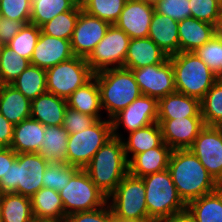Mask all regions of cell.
Instances as JSON below:
<instances>
[{
    "label": "cell",
    "mask_w": 222,
    "mask_h": 222,
    "mask_svg": "<svg viewBox=\"0 0 222 222\" xmlns=\"http://www.w3.org/2000/svg\"><path fill=\"white\" fill-rule=\"evenodd\" d=\"M168 170L179 196L186 205L220 187L190 149L173 150Z\"/></svg>",
    "instance_id": "cell-1"
},
{
    "label": "cell",
    "mask_w": 222,
    "mask_h": 222,
    "mask_svg": "<svg viewBox=\"0 0 222 222\" xmlns=\"http://www.w3.org/2000/svg\"><path fill=\"white\" fill-rule=\"evenodd\" d=\"M94 184L108 197L129 173L121 138H110L83 168Z\"/></svg>",
    "instance_id": "cell-2"
},
{
    "label": "cell",
    "mask_w": 222,
    "mask_h": 222,
    "mask_svg": "<svg viewBox=\"0 0 222 222\" xmlns=\"http://www.w3.org/2000/svg\"><path fill=\"white\" fill-rule=\"evenodd\" d=\"M93 76L98 83L102 113H106V119L111 120L142 95L130 69L111 68Z\"/></svg>",
    "instance_id": "cell-3"
},
{
    "label": "cell",
    "mask_w": 222,
    "mask_h": 222,
    "mask_svg": "<svg viewBox=\"0 0 222 222\" xmlns=\"http://www.w3.org/2000/svg\"><path fill=\"white\" fill-rule=\"evenodd\" d=\"M146 190L148 216L154 222L182 216L186 204L179 196L168 169L142 177Z\"/></svg>",
    "instance_id": "cell-4"
},
{
    "label": "cell",
    "mask_w": 222,
    "mask_h": 222,
    "mask_svg": "<svg viewBox=\"0 0 222 222\" xmlns=\"http://www.w3.org/2000/svg\"><path fill=\"white\" fill-rule=\"evenodd\" d=\"M176 92L201 100L219 79L194 52H178L169 56Z\"/></svg>",
    "instance_id": "cell-5"
},
{
    "label": "cell",
    "mask_w": 222,
    "mask_h": 222,
    "mask_svg": "<svg viewBox=\"0 0 222 222\" xmlns=\"http://www.w3.org/2000/svg\"><path fill=\"white\" fill-rule=\"evenodd\" d=\"M48 162L39 153H19L0 180V193H17L32 197L43 187Z\"/></svg>",
    "instance_id": "cell-6"
},
{
    "label": "cell",
    "mask_w": 222,
    "mask_h": 222,
    "mask_svg": "<svg viewBox=\"0 0 222 222\" xmlns=\"http://www.w3.org/2000/svg\"><path fill=\"white\" fill-rule=\"evenodd\" d=\"M113 137L111 120L102 118L89 128L68 135L66 164L83 169L95 153Z\"/></svg>",
    "instance_id": "cell-7"
},
{
    "label": "cell",
    "mask_w": 222,
    "mask_h": 222,
    "mask_svg": "<svg viewBox=\"0 0 222 222\" xmlns=\"http://www.w3.org/2000/svg\"><path fill=\"white\" fill-rule=\"evenodd\" d=\"M145 200L146 190L143 179L129 173L107 197L112 212L130 220H151Z\"/></svg>",
    "instance_id": "cell-8"
},
{
    "label": "cell",
    "mask_w": 222,
    "mask_h": 222,
    "mask_svg": "<svg viewBox=\"0 0 222 222\" xmlns=\"http://www.w3.org/2000/svg\"><path fill=\"white\" fill-rule=\"evenodd\" d=\"M65 215L96 210L107 203V196L94 184L84 169H79L59 191Z\"/></svg>",
    "instance_id": "cell-9"
},
{
    "label": "cell",
    "mask_w": 222,
    "mask_h": 222,
    "mask_svg": "<svg viewBox=\"0 0 222 222\" xmlns=\"http://www.w3.org/2000/svg\"><path fill=\"white\" fill-rule=\"evenodd\" d=\"M93 75L86 58L74 56L46 70L47 92L67 99Z\"/></svg>",
    "instance_id": "cell-10"
},
{
    "label": "cell",
    "mask_w": 222,
    "mask_h": 222,
    "mask_svg": "<svg viewBox=\"0 0 222 222\" xmlns=\"http://www.w3.org/2000/svg\"><path fill=\"white\" fill-rule=\"evenodd\" d=\"M130 37L114 24L110 25L103 39L86 58L91 71L97 72L124 67Z\"/></svg>",
    "instance_id": "cell-11"
},
{
    "label": "cell",
    "mask_w": 222,
    "mask_h": 222,
    "mask_svg": "<svg viewBox=\"0 0 222 222\" xmlns=\"http://www.w3.org/2000/svg\"><path fill=\"white\" fill-rule=\"evenodd\" d=\"M157 118L158 100L141 95L111 119L113 136L122 138L125 130L126 133L138 130L157 122ZM121 127L124 129V134L119 130Z\"/></svg>",
    "instance_id": "cell-12"
},
{
    "label": "cell",
    "mask_w": 222,
    "mask_h": 222,
    "mask_svg": "<svg viewBox=\"0 0 222 222\" xmlns=\"http://www.w3.org/2000/svg\"><path fill=\"white\" fill-rule=\"evenodd\" d=\"M142 95L156 98L176 92L171 60L138 69H131Z\"/></svg>",
    "instance_id": "cell-13"
},
{
    "label": "cell",
    "mask_w": 222,
    "mask_h": 222,
    "mask_svg": "<svg viewBox=\"0 0 222 222\" xmlns=\"http://www.w3.org/2000/svg\"><path fill=\"white\" fill-rule=\"evenodd\" d=\"M214 180L222 186V132L216 126H205L189 148Z\"/></svg>",
    "instance_id": "cell-14"
},
{
    "label": "cell",
    "mask_w": 222,
    "mask_h": 222,
    "mask_svg": "<svg viewBox=\"0 0 222 222\" xmlns=\"http://www.w3.org/2000/svg\"><path fill=\"white\" fill-rule=\"evenodd\" d=\"M110 25L81 10L70 40L73 55L87 58L103 39Z\"/></svg>",
    "instance_id": "cell-15"
},
{
    "label": "cell",
    "mask_w": 222,
    "mask_h": 222,
    "mask_svg": "<svg viewBox=\"0 0 222 222\" xmlns=\"http://www.w3.org/2000/svg\"><path fill=\"white\" fill-rule=\"evenodd\" d=\"M163 141L172 149H189L205 127L203 117L157 119Z\"/></svg>",
    "instance_id": "cell-16"
},
{
    "label": "cell",
    "mask_w": 222,
    "mask_h": 222,
    "mask_svg": "<svg viewBox=\"0 0 222 222\" xmlns=\"http://www.w3.org/2000/svg\"><path fill=\"white\" fill-rule=\"evenodd\" d=\"M155 8L139 0H127L115 22V26L123 30L130 39L145 38L149 35V27Z\"/></svg>",
    "instance_id": "cell-17"
},
{
    "label": "cell",
    "mask_w": 222,
    "mask_h": 222,
    "mask_svg": "<svg viewBox=\"0 0 222 222\" xmlns=\"http://www.w3.org/2000/svg\"><path fill=\"white\" fill-rule=\"evenodd\" d=\"M72 57L74 55L71 50L70 40L48 36L41 32L30 63L47 70Z\"/></svg>",
    "instance_id": "cell-18"
},
{
    "label": "cell",
    "mask_w": 222,
    "mask_h": 222,
    "mask_svg": "<svg viewBox=\"0 0 222 222\" xmlns=\"http://www.w3.org/2000/svg\"><path fill=\"white\" fill-rule=\"evenodd\" d=\"M168 59L169 56L149 37L130 39L124 68L138 69L162 64Z\"/></svg>",
    "instance_id": "cell-19"
},
{
    "label": "cell",
    "mask_w": 222,
    "mask_h": 222,
    "mask_svg": "<svg viewBox=\"0 0 222 222\" xmlns=\"http://www.w3.org/2000/svg\"><path fill=\"white\" fill-rule=\"evenodd\" d=\"M172 149L163 141L158 147L134 155L129 161V174L144 176L168 169Z\"/></svg>",
    "instance_id": "cell-20"
},
{
    "label": "cell",
    "mask_w": 222,
    "mask_h": 222,
    "mask_svg": "<svg viewBox=\"0 0 222 222\" xmlns=\"http://www.w3.org/2000/svg\"><path fill=\"white\" fill-rule=\"evenodd\" d=\"M219 29L206 22L188 17L178 22L179 52H194L208 42Z\"/></svg>",
    "instance_id": "cell-21"
},
{
    "label": "cell",
    "mask_w": 222,
    "mask_h": 222,
    "mask_svg": "<svg viewBox=\"0 0 222 222\" xmlns=\"http://www.w3.org/2000/svg\"><path fill=\"white\" fill-rule=\"evenodd\" d=\"M148 37L168 56L179 52L178 22L169 16L154 12Z\"/></svg>",
    "instance_id": "cell-22"
},
{
    "label": "cell",
    "mask_w": 222,
    "mask_h": 222,
    "mask_svg": "<svg viewBox=\"0 0 222 222\" xmlns=\"http://www.w3.org/2000/svg\"><path fill=\"white\" fill-rule=\"evenodd\" d=\"M202 117L200 100L179 92L168 94L158 100L157 119Z\"/></svg>",
    "instance_id": "cell-23"
},
{
    "label": "cell",
    "mask_w": 222,
    "mask_h": 222,
    "mask_svg": "<svg viewBox=\"0 0 222 222\" xmlns=\"http://www.w3.org/2000/svg\"><path fill=\"white\" fill-rule=\"evenodd\" d=\"M44 125L32 117L14 125L10 148L19 153H39L44 139Z\"/></svg>",
    "instance_id": "cell-24"
},
{
    "label": "cell",
    "mask_w": 222,
    "mask_h": 222,
    "mask_svg": "<svg viewBox=\"0 0 222 222\" xmlns=\"http://www.w3.org/2000/svg\"><path fill=\"white\" fill-rule=\"evenodd\" d=\"M67 100L45 92L31 101V117L44 126H62Z\"/></svg>",
    "instance_id": "cell-25"
},
{
    "label": "cell",
    "mask_w": 222,
    "mask_h": 222,
    "mask_svg": "<svg viewBox=\"0 0 222 222\" xmlns=\"http://www.w3.org/2000/svg\"><path fill=\"white\" fill-rule=\"evenodd\" d=\"M0 113L13 125L31 117V101L13 85H0Z\"/></svg>",
    "instance_id": "cell-26"
},
{
    "label": "cell",
    "mask_w": 222,
    "mask_h": 222,
    "mask_svg": "<svg viewBox=\"0 0 222 222\" xmlns=\"http://www.w3.org/2000/svg\"><path fill=\"white\" fill-rule=\"evenodd\" d=\"M30 199L35 220L55 222L66 220L67 216L59 192L42 187Z\"/></svg>",
    "instance_id": "cell-27"
},
{
    "label": "cell",
    "mask_w": 222,
    "mask_h": 222,
    "mask_svg": "<svg viewBox=\"0 0 222 222\" xmlns=\"http://www.w3.org/2000/svg\"><path fill=\"white\" fill-rule=\"evenodd\" d=\"M66 100L67 106L71 109L85 115L94 116L97 120L106 118L101 113L103 110L101 107L100 92L94 76L83 86L76 89Z\"/></svg>",
    "instance_id": "cell-28"
},
{
    "label": "cell",
    "mask_w": 222,
    "mask_h": 222,
    "mask_svg": "<svg viewBox=\"0 0 222 222\" xmlns=\"http://www.w3.org/2000/svg\"><path fill=\"white\" fill-rule=\"evenodd\" d=\"M185 214L193 222H222V186L188 203Z\"/></svg>",
    "instance_id": "cell-29"
},
{
    "label": "cell",
    "mask_w": 222,
    "mask_h": 222,
    "mask_svg": "<svg viewBox=\"0 0 222 222\" xmlns=\"http://www.w3.org/2000/svg\"><path fill=\"white\" fill-rule=\"evenodd\" d=\"M127 138L123 136L122 142L128 161L136 154L158 147L162 142V131L158 122L129 132Z\"/></svg>",
    "instance_id": "cell-30"
},
{
    "label": "cell",
    "mask_w": 222,
    "mask_h": 222,
    "mask_svg": "<svg viewBox=\"0 0 222 222\" xmlns=\"http://www.w3.org/2000/svg\"><path fill=\"white\" fill-rule=\"evenodd\" d=\"M39 154L49 163H66L68 132L63 126H44Z\"/></svg>",
    "instance_id": "cell-31"
},
{
    "label": "cell",
    "mask_w": 222,
    "mask_h": 222,
    "mask_svg": "<svg viewBox=\"0 0 222 222\" xmlns=\"http://www.w3.org/2000/svg\"><path fill=\"white\" fill-rule=\"evenodd\" d=\"M2 222H31L34 220L31 199L17 193H1Z\"/></svg>",
    "instance_id": "cell-32"
},
{
    "label": "cell",
    "mask_w": 222,
    "mask_h": 222,
    "mask_svg": "<svg viewBox=\"0 0 222 222\" xmlns=\"http://www.w3.org/2000/svg\"><path fill=\"white\" fill-rule=\"evenodd\" d=\"M11 85L32 101L47 92L46 70L30 64Z\"/></svg>",
    "instance_id": "cell-33"
},
{
    "label": "cell",
    "mask_w": 222,
    "mask_h": 222,
    "mask_svg": "<svg viewBox=\"0 0 222 222\" xmlns=\"http://www.w3.org/2000/svg\"><path fill=\"white\" fill-rule=\"evenodd\" d=\"M30 23L41 27L60 13L73 10L79 0H31Z\"/></svg>",
    "instance_id": "cell-34"
},
{
    "label": "cell",
    "mask_w": 222,
    "mask_h": 222,
    "mask_svg": "<svg viewBox=\"0 0 222 222\" xmlns=\"http://www.w3.org/2000/svg\"><path fill=\"white\" fill-rule=\"evenodd\" d=\"M201 116L205 126L222 122V78H219L200 100Z\"/></svg>",
    "instance_id": "cell-35"
},
{
    "label": "cell",
    "mask_w": 222,
    "mask_h": 222,
    "mask_svg": "<svg viewBox=\"0 0 222 222\" xmlns=\"http://www.w3.org/2000/svg\"><path fill=\"white\" fill-rule=\"evenodd\" d=\"M81 10L79 3L73 10L60 13L49 22L43 24L40 27L41 32L48 36L71 40Z\"/></svg>",
    "instance_id": "cell-36"
},
{
    "label": "cell",
    "mask_w": 222,
    "mask_h": 222,
    "mask_svg": "<svg viewBox=\"0 0 222 222\" xmlns=\"http://www.w3.org/2000/svg\"><path fill=\"white\" fill-rule=\"evenodd\" d=\"M30 64V60L4 45L0 56V85L12 84Z\"/></svg>",
    "instance_id": "cell-37"
},
{
    "label": "cell",
    "mask_w": 222,
    "mask_h": 222,
    "mask_svg": "<svg viewBox=\"0 0 222 222\" xmlns=\"http://www.w3.org/2000/svg\"><path fill=\"white\" fill-rule=\"evenodd\" d=\"M127 0H79L81 8L87 14L109 22L118 20Z\"/></svg>",
    "instance_id": "cell-38"
},
{
    "label": "cell",
    "mask_w": 222,
    "mask_h": 222,
    "mask_svg": "<svg viewBox=\"0 0 222 222\" xmlns=\"http://www.w3.org/2000/svg\"><path fill=\"white\" fill-rule=\"evenodd\" d=\"M40 34L41 28L29 23L24 25L6 45L16 51L23 58L31 60Z\"/></svg>",
    "instance_id": "cell-39"
},
{
    "label": "cell",
    "mask_w": 222,
    "mask_h": 222,
    "mask_svg": "<svg viewBox=\"0 0 222 222\" xmlns=\"http://www.w3.org/2000/svg\"><path fill=\"white\" fill-rule=\"evenodd\" d=\"M194 53L218 78H222V35L219 32Z\"/></svg>",
    "instance_id": "cell-40"
},
{
    "label": "cell",
    "mask_w": 222,
    "mask_h": 222,
    "mask_svg": "<svg viewBox=\"0 0 222 222\" xmlns=\"http://www.w3.org/2000/svg\"><path fill=\"white\" fill-rule=\"evenodd\" d=\"M80 168L64 162L48 164L43 174V187L59 192Z\"/></svg>",
    "instance_id": "cell-41"
},
{
    "label": "cell",
    "mask_w": 222,
    "mask_h": 222,
    "mask_svg": "<svg viewBox=\"0 0 222 222\" xmlns=\"http://www.w3.org/2000/svg\"><path fill=\"white\" fill-rule=\"evenodd\" d=\"M189 2L191 17L220 29L222 8L218 0H189Z\"/></svg>",
    "instance_id": "cell-42"
},
{
    "label": "cell",
    "mask_w": 222,
    "mask_h": 222,
    "mask_svg": "<svg viewBox=\"0 0 222 222\" xmlns=\"http://www.w3.org/2000/svg\"><path fill=\"white\" fill-rule=\"evenodd\" d=\"M2 16L7 19L21 20L25 25L30 23L31 0H0Z\"/></svg>",
    "instance_id": "cell-43"
},
{
    "label": "cell",
    "mask_w": 222,
    "mask_h": 222,
    "mask_svg": "<svg viewBox=\"0 0 222 222\" xmlns=\"http://www.w3.org/2000/svg\"><path fill=\"white\" fill-rule=\"evenodd\" d=\"M189 4V0H162L154 8L156 12L180 22L185 18L191 17Z\"/></svg>",
    "instance_id": "cell-44"
},
{
    "label": "cell",
    "mask_w": 222,
    "mask_h": 222,
    "mask_svg": "<svg viewBox=\"0 0 222 222\" xmlns=\"http://www.w3.org/2000/svg\"><path fill=\"white\" fill-rule=\"evenodd\" d=\"M97 119L94 116L85 115L77 110L66 108L62 126L68 134L82 132L94 124Z\"/></svg>",
    "instance_id": "cell-45"
},
{
    "label": "cell",
    "mask_w": 222,
    "mask_h": 222,
    "mask_svg": "<svg viewBox=\"0 0 222 222\" xmlns=\"http://www.w3.org/2000/svg\"><path fill=\"white\" fill-rule=\"evenodd\" d=\"M64 222H112V209L107 202L96 210L72 213Z\"/></svg>",
    "instance_id": "cell-46"
},
{
    "label": "cell",
    "mask_w": 222,
    "mask_h": 222,
    "mask_svg": "<svg viewBox=\"0 0 222 222\" xmlns=\"http://www.w3.org/2000/svg\"><path fill=\"white\" fill-rule=\"evenodd\" d=\"M25 24L21 20L2 19L0 23V43L8 44L11 39L23 28Z\"/></svg>",
    "instance_id": "cell-47"
},
{
    "label": "cell",
    "mask_w": 222,
    "mask_h": 222,
    "mask_svg": "<svg viewBox=\"0 0 222 222\" xmlns=\"http://www.w3.org/2000/svg\"><path fill=\"white\" fill-rule=\"evenodd\" d=\"M14 125L0 113V146L10 147Z\"/></svg>",
    "instance_id": "cell-48"
},
{
    "label": "cell",
    "mask_w": 222,
    "mask_h": 222,
    "mask_svg": "<svg viewBox=\"0 0 222 222\" xmlns=\"http://www.w3.org/2000/svg\"><path fill=\"white\" fill-rule=\"evenodd\" d=\"M17 158V153L10 147L0 148V180L3 175H6L9 165H11Z\"/></svg>",
    "instance_id": "cell-49"
},
{
    "label": "cell",
    "mask_w": 222,
    "mask_h": 222,
    "mask_svg": "<svg viewBox=\"0 0 222 222\" xmlns=\"http://www.w3.org/2000/svg\"><path fill=\"white\" fill-rule=\"evenodd\" d=\"M112 222H154L152 220H130V219H125V218H121L117 215H115L112 212Z\"/></svg>",
    "instance_id": "cell-50"
},
{
    "label": "cell",
    "mask_w": 222,
    "mask_h": 222,
    "mask_svg": "<svg viewBox=\"0 0 222 222\" xmlns=\"http://www.w3.org/2000/svg\"><path fill=\"white\" fill-rule=\"evenodd\" d=\"M163 222H193L186 214L178 217H174Z\"/></svg>",
    "instance_id": "cell-51"
},
{
    "label": "cell",
    "mask_w": 222,
    "mask_h": 222,
    "mask_svg": "<svg viewBox=\"0 0 222 222\" xmlns=\"http://www.w3.org/2000/svg\"><path fill=\"white\" fill-rule=\"evenodd\" d=\"M139 1L145 2L146 4L152 7H156L162 0H139Z\"/></svg>",
    "instance_id": "cell-52"
},
{
    "label": "cell",
    "mask_w": 222,
    "mask_h": 222,
    "mask_svg": "<svg viewBox=\"0 0 222 222\" xmlns=\"http://www.w3.org/2000/svg\"><path fill=\"white\" fill-rule=\"evenodd\" d=\"M31 222H55V221H50V220H33Z\"/></svg>",
    "instance_id": "cell-53"
},
{
    "label": "cell",
    "mask_w": 222,
    "mask_h": 222,
    "mask_svg": "<svg viewBox=\"0 0 222 222\" xmlns=\"http://www.w3.org/2000/svg\"><path fill=\"white\" fill-rule=\"evenodd\" d=\"M0 197H1V193H0ZM0 222H2L1 205H0Z\"/></svg>",
    "instance_id": "cell-54"
},
{
    "label": "cell",
    "mask_w": 222,
    "mask_h": 222,
    "mask_svg": "<svg viewBox=\"0 0 222 222\" xmlns=\"http://www.w3.org/2000/svg\"><path fill=\"white\" fill-rule=\"evenodd\" d=\"M222 132V122L217 126Z\"/></svg>",
    "instance_id": "cell-55"
},
{
    "label": "cell",
    "mask_w": 222,
    "mask_h": 222,
    "mask_svg": "<svg viewBox=\"0 0 222 222\" xmlns=\"http://www.w3.org/2000/svg\"><path fill=\"white\" fill-rule=\"evenodd\" d=\"M2 19H3V16H2V12L0 10V23H1Z\"/></svg>",
    "instance_id": "cell-56"
},
{
    "label": "cell",
    "mask_w": 222,
    "mask_h": 222,
    "mask_svg": "<svg viewBox=\"0 0 222 222\" xmlns=\"http://www.w3.org/2000/svg\"><path fill=\"white\" fill-rule=\"evenodd\" d=\"M3 46L4 45L0 43V56H1V50H2Z\"/></svg>",
    "instance_id": "cell-57"
},
{
    "label": "cell",
    "mask_w": 222,
    "mask_h": 222,
    "mask_svg": "<svg viewBox=\"0 0 222 222\" xmlns=\"http://www.w3.org/2000/svg\"><path fill=\"white\" fill-rule=\"evenodd\" d=\"M220 7L222 8V0H218Z\"/></svg>",
    "instance_id": "cell-58"
},
{
    "label": "cell",
    "mask_w": 222,
    "mask_h": 222,
    "mask_svg": "<svg viewBox=\"0 0 222 222\" xmlns=\"http://www.w3.org/2000/svg\"><path fill=\"white\" fill-rule=\"evenodd\" d=\"M220 29H222V15H221V25H220Z\"/></svg>",
    "instance_id": "cell-59"
},
{
    "label": "cell",
    "mask_w": 222,
    "mask_h": 222,
    "mask_svg": "<svg viewBox=\"0 0 222 222\" xmlns=\"http://www.w3.org/2000/svg\"><path fill=\"white\" fill-rule=\"evenodd\" d=\"M221 35H222V29H219V31H218Z\"/></svg>",
    "instance_id": "cell-60"
}]
</instances>
